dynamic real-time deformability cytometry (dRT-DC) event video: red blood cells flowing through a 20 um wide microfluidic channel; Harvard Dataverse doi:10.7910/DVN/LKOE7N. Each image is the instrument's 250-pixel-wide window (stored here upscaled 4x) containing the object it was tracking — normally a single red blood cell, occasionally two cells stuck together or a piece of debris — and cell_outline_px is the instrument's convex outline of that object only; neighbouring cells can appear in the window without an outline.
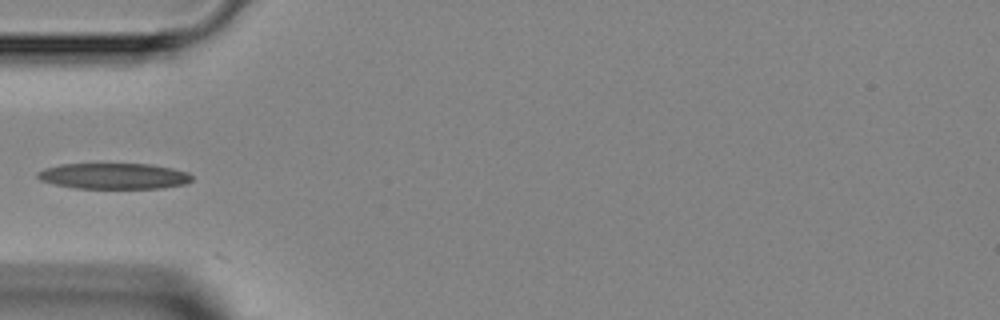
{"species": "Egyptian fruit bat (a non-hibernating species)", "species_latin": "Rousettus aegyptiacus", "temperature_condition": "room temperature", "stored_images_in_passage": 4, "camera_frame_rate_fps": 3000, "um_per_image_px": 0.085, "animal": {"sex": "female"}, "frame": {"image": 1, "passage_image": 3, "time_ms": 2.333, "image_size_px": [1000, 320], "cell_outline_px": [[192, 180], [184, 184], [160, 188], [76, 188], [56, 184], [40, 180], [36, 176], [36, 172], [44, 168], [60, 164], [152, 164], [172, 168], [188, 172], [192, 176]], "centroid_in_image_um": [9.67, 14.96], "position_along_channel_um": 75.3, "area_um2": 23.24}}
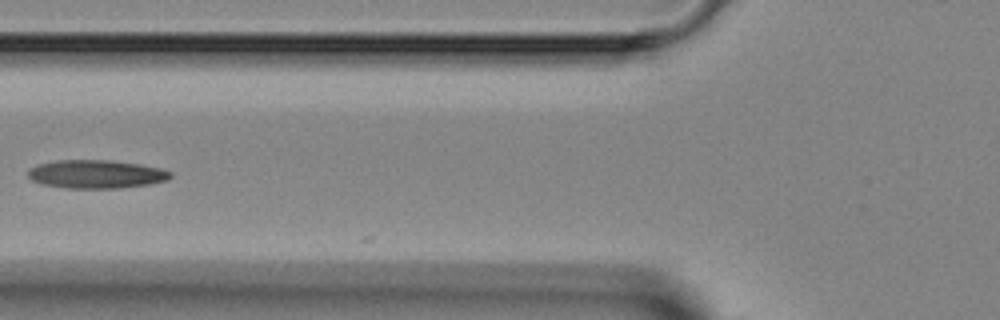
{"frame": {"image": 2, "passage_image": 4, "time_ms": 3.333, "image_size_px": [1000, 320], "cell_outline_px": [[172, 176], [168, 180], [148, 184], [120, 188], [64, 188], [44, 184], [32, 180], [28, 176], [28, 168], [36, 164], [56, 160], [108, 160], [140, 164], [160, 168], [172, 172]], "centroid_in_image_um": [8.16, 14.8], "position_along_channel_um": 117.6, "area_um2": 23.64}}